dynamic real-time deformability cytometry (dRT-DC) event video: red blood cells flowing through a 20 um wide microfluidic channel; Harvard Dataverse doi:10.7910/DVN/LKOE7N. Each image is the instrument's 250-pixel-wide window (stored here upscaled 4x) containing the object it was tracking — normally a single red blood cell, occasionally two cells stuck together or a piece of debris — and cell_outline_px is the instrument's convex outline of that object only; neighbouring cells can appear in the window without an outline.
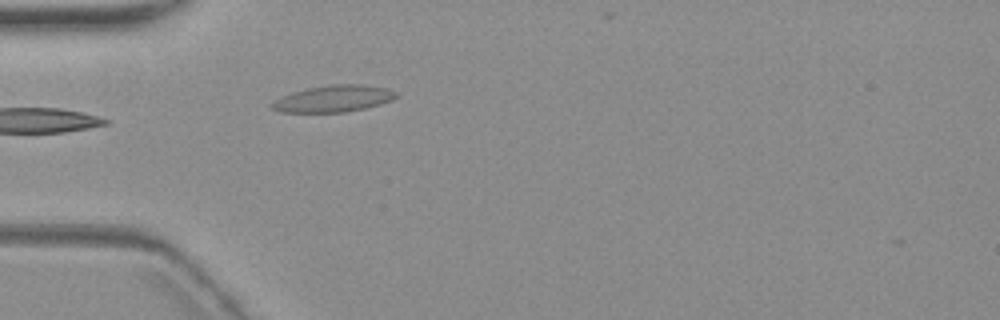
{"species": "common noctule bat (a hibernating species)", "species_latin": "Nyctalus noctula", "temperature_condition": "warm", "stored_images_in_passage": 4, "camera_frame_rate_fps": 3000, "um_per_image_px": 0.085, "animal": {"sex": "female", "body_mass_g": 19.3, "forearm_length_mm": 54.1}, "frame": {"image": 1, "passage_image": 4, "time_ms": 4.333, "image_size_px": [1000, 320], "cell_outline_px": [[400, 96], [392, 100], [380, 104], [364, 108], [344, 112], [280, 112], [272, 108], [268, 104], [272, 100], [280, 96], [292, 92], [308, 88], [332, 84], [360, 84], [388, 88], [396, 92]], "centroid_in_image_um": [28.32, 8.38], "position_along_channel_um": 56.7, "area_um2": 19.48}}